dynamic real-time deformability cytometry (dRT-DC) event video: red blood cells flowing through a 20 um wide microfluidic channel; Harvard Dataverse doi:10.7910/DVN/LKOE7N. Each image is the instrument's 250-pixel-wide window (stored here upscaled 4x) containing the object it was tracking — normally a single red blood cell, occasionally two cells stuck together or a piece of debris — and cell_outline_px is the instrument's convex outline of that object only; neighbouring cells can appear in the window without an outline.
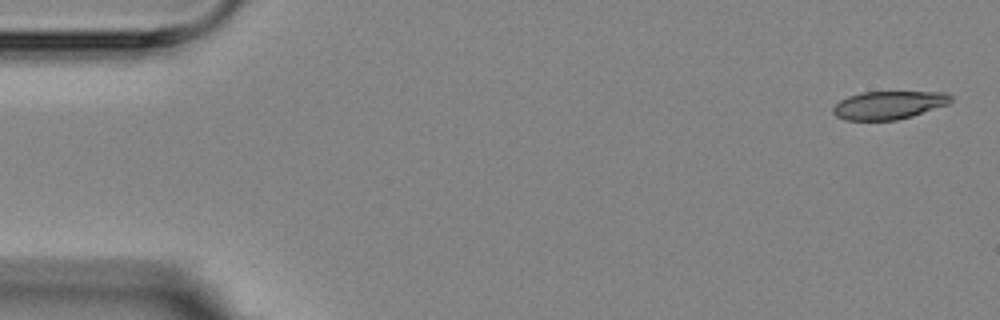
{"species": "Egyptian fruit bat (a non-hibernating species)", "species_latin": "Rousettus aegyptiacus", "temperature_condition": "room temperature", "stored_images_in_passage": 5, "camera_frame_rate_fps": 3000, "um_per_image_px": 0.085, "animal": {"sex": "female"}, "frame": {"image": 1, "passage_image": 1, "time_ms": 0.0, "image_size_px": [1000, 320], "cell_outline_px": [[952, 100], [948, 104], [912, 116], [896, 120], [844, 120], [836, 116], [832, 112], [832, 108], [840, 100], [848, 96], [860, 92], [948, 92], [952, 96]], "centroid_in_image_um": [75.53, 8.93], "position_along_channel_um": 9.5, "area_um2": 19.36}}
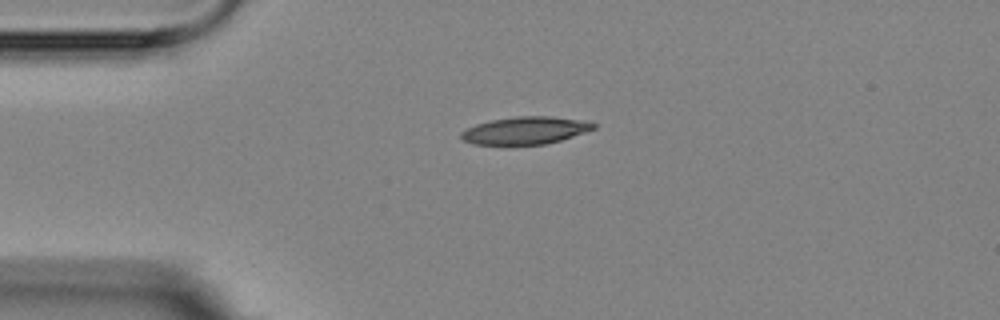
{"frame": {"image": 2, "passage_image": 4, "time_ms": 3.667, "image_size_px": [1000, 320], "cell_outline_px": [[596, 128], [560, 140], [544, 144], [472, 144], [464, 140], [460, 136], [460, 132], [476, 124], [492, 120], [516, 116], [552, 116], [576, 120], [596, 124]], "centroid_in_image_um": [44.61, 11.08], "position_along_channel_um": 40.4, "area_um2": 20.75}}